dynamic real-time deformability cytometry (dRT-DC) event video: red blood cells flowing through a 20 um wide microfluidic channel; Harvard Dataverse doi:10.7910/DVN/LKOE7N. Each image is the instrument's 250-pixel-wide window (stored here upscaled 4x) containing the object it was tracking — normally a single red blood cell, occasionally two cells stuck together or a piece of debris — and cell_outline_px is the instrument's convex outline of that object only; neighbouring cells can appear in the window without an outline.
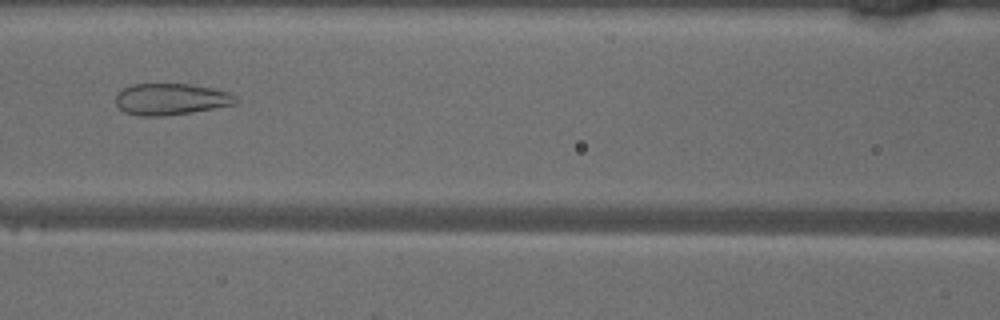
{"species": "common noctule bat (a hibernating species)", "species_latin": "Nyctalus noctula", "temperature_condition": "warm", "stored_images_in_passage": 35, "camera_frame_rate_fps": 3000, "um_per_image_px": 0.085, "animal": {"sex": "male", "body_mass_g": 18.8}, "frame": {"image": 1, "passage_image": 8, "time_ms": 2.333, "image_size_px": [1000, 320], "cell_outline_px": [[240, 100], [236, 104], [192, 112], [164, 116], [140, 116], [124, 112], [116, 104], [116, 96], [124, 88], [132, 84], [188, 84], [212, 88], [228, 92], [236, 96]], "centroid_in_image_um": [14.55, 8.43], "position_along_channel_um": 152.0, "area_um2": 22.02}}
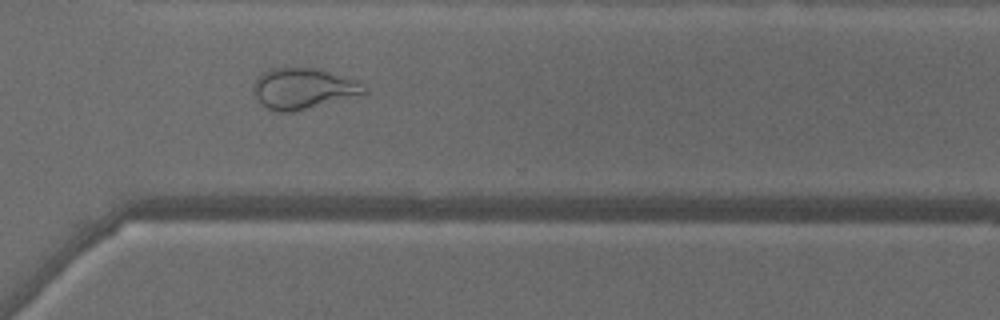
{"frame": {"image": 2, "passage_image": 22, "time_ms": 7.0, "image_size_px": [1000, 320], "cell_outline_px": [[368, 92], [360, 96], [292, 112], [280, 112], [268, 108], [252, 92], [252, 84], [264, 72], [272, 68], [320, 68], [360, 80], [368, 88]], "centroid_in_image_um": [25.88, 7.51], "position_along_channel_um": 344.7, "area_um2": 26.7}}
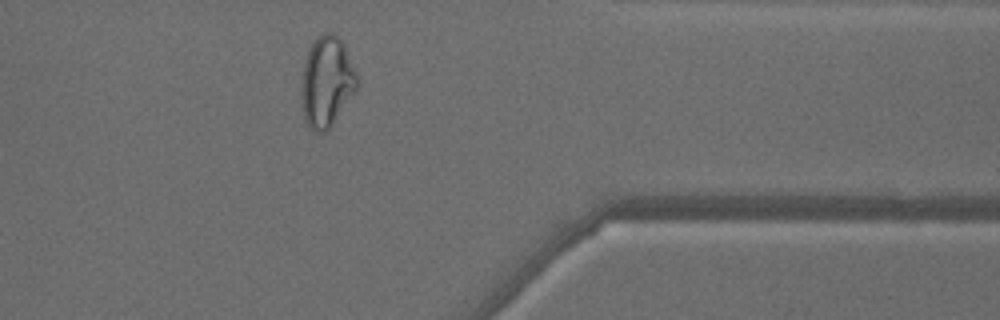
{"frame": {"image": 3, "passage_image": 26, "time_ms": 8.333, "image_size_px": [1000, 320], "cell_outline_px": [[360, 84], [356, 92], [332, 124], [324, 132], [316, 132], [304, 120], [300, 96], [300, 88], [304, 64], [308, 52], [316, 36], [324, 32], [332, 32], [344, 44], [360, 80]], "centroid_in_image_um": [27.79, 6.94], "position_along_channel_um": 383.6, "area_um2": 29.65}, "authors_computed_cell_mechanics": {"area_um2": 26.7036, "velocity_mm_per_s": 4.141, "shape_relaxation_time_tau1_ms": null, "shape_relaxation_time_tau2_ms": 0.7628, "deformation_change_tau1": null, "deformation_change_tau2": 0.093}}